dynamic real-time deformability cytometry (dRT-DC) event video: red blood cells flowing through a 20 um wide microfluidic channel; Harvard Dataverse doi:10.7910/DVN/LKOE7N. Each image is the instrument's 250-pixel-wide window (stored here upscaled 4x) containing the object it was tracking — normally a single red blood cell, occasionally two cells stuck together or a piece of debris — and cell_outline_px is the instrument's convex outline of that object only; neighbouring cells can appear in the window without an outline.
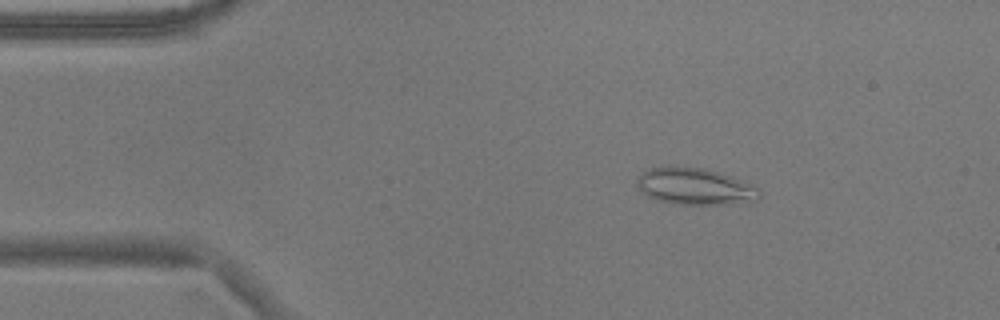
{"species": "common noctule bat (a hibernating species)", "species_latin": "Nyctalus noctula", "temperature_condition": "warm", "stored_images_in_passage": 55, "camera_frame_rate_fps": 3000, "um_per_image_px": 0.085, "animal": {"sex": "male", "body_mass_g": 17.9}, "frame": {"image": 1, "passage_image": 9, "time_ms": 2.667, "image_size_px": [1000, 320], "cell_outline_px": [[760, 196], [752, 204], [680, 204], [660, 200], [648, 196], [636, 184], [636, 180], [648, 168], [708, 168], [732, 176], [752, 184], [760, 188]], "centroid_in_image_um": [59.2, 15.87], "position_along_channel_um": 25.8, "area_um2": 26.01}}
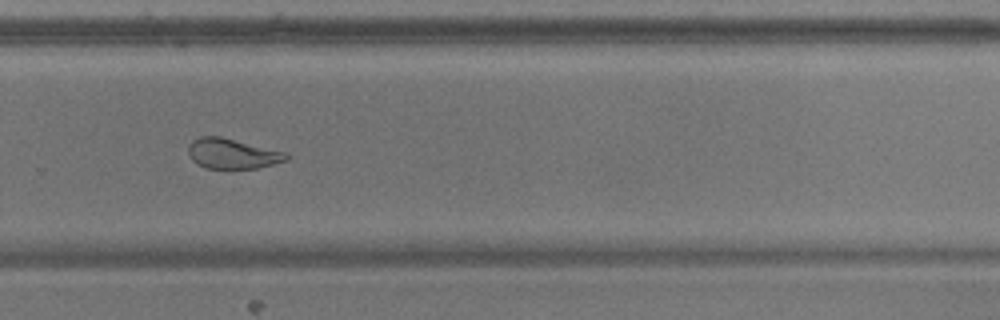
{"frame": {"image": 2, "passage_image": 37, "time_ms": 12.0, "image_size_px": [1000, 320], "cell_outline_px": [[288, 160], [256, 168], [204, 168], [196, 164], [192, 160], [188, 152], [188, 144], [192, 140], [200, 136], [220, 136], [288, 152]], "centroid_in_image_um": [19.73, 13.05], "position_along_channel_um": 310.1, "area_um2": 17.34}}
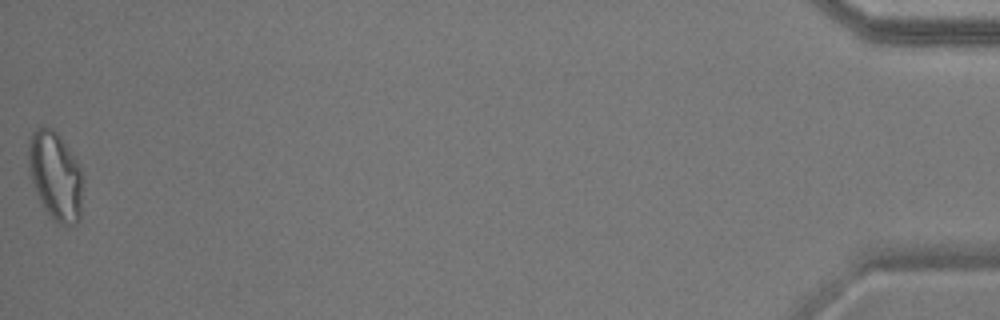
{"frame": {"image": 3, "passage_image": 55, "time_ms": 18.0, "image_size_px": [1000, 320], "cell_outline_px": [[84, 180], [80, 220], [76, 224], [68, 228], [56, 224], [44, 208], [40, 200], [32, 180], [28, 168], [28, 144], [32, 132], [40, 124], [44, 124], [52, 128], [60, 136], [76, 160], [84, 176]], "centroid_in_image_um": [4.74, 14.97], "position_along_channel_um": 430.5, "area_um2": 28.78}, "authors_computed_cell_mechanics": {"area_um2": 21.7906, "velocity_mm_per_s": 3.6695, "shape_relaxation_time_tau1_ms": null, "shape_relaxation_time_tau2_ms": 1.43, "deformation_change_tau1": null, "deformation_change_tau2": 0.0815}}